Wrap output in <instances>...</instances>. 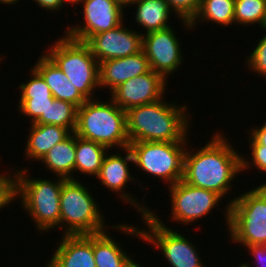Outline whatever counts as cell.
Returning <instances> with one entry per match:
<instances>
[{"label": "cell", "instance_id": "cell-31", "mask_svg": "<svg viewBox=\"0 0 266 267\" xmlns=\"http://www.w3.org/2000/svg\"><path fill=\"white\" fill-rule=\"evenodd\" d=\"M250 145L251 148V157H252V163L254 164V167L259 169L260 171L266 172V147L263 145H260L251 135L249 136Z\"/></svg>", "mask_w": 266, "mask_h": 267}, {"label": "cell", "instance_id": "cell-20", "mask_svg": "<svg viewBox=\"0 0 266 267\" xmlns=\"http://www.w3.org/2000/svg\"><path fill=\"white\" fill-rule=\"evenodd\" d=\"M25 154L36 161L49 152L57 143L65 140L71 132L62 126L31 123Z\"/></svg>", "mask_w": 266, "mask_h": 267}, {"label": "cell", "instance_id": "cell-10", "mask_svg": "<svg viewBox=\"0 0 266 267\" xmlns=\"http://www.w3.org/2000/svg\"><path fill=\"white\" fill-rule=\"evenodd\" d=\"M168 187L172 203L170 217L178 223H193L205 217L222 199L214 191L194 187L183 180Z\"/></svg>", "mask_w": 266, "mask_h": 267}, {"label": "cell", "instance_id": "cell-23", "mask_svg": "<svg viewBox=\"0 0 266 267\" xmlns=\"http://www.w3.org/2000/svg\"><path fill=\"white\" fill-rule=\"evenodd\" d=\"M107 147L82 139L75 135V167L74 171L97 176L102 166Z\"/></svg>", "mask_w": 266, "mask_h": 267}, {"label": "cell", "instance_id": "cell-4", "mask_svg": "<svg viewBox=\"0 0 266 267\" xmlns=\"http://www.w3.org/2000/svg\"><path fill=\"white\" fill-rule=\"evenodd\" d=\"M226 207L232 242L244 247L266 245V183L234 198Z\"/></svg>", "mask_w": 266, "mask_h": 267}, {"label": "cell", "instance_id": "cell-15", "mask_svg": "<svg viewBox=\"0 0 266 267\" xmlns=\"http://www.w3.org/2000/svg\"><path fill=\"white\" fill-rule=\"evenodd\" d=\"M124 151L127 153L126 156H121V154H110L105 155L102 166L98 175L96 176L101 184L109 188L113 192L119 193L120 198L125 200V202L131 203L137 207V211L141 215L148 214L151 210L144 205L138 204L136 199L131 197L129 193H123L122 190L128 184L129 181H134V177L130 176L128 164L129 162L134 163L132 152L129 148H125ZM145 206V207H144Z\"/></svg>", "mask_w": 266, "mask_h": 267}, {"label": "cell", "instance_id": "cell-7", "mask_svg": "<svg viewBox=\"0 0 266 267\" xmlns=\"http://www.w3.org/2000/svg\"><path fill=\"white\" fill-rule=\"evenodd\" d=\"M142 218L145 220L148 231L135 228V226L133 228L128 224H119L112 228L125 231L129 235L138 236L143 241L153 244L154 248L161 249V253L164 254L167 262L172 267H205L201 262L198 251L195 249L196 246H193L191 241L189 242L188 238L179 234L178 231L167 227L156 216V213L150 211Z\"/></svg>", "mask_w": 266, "mask_h": 267}, {"label": "cell", "instance_id": "cell-34", "mask_svg": "<svg viewBox=\"0 0 266 267\" xmlns=\"http://www.w3.org/2000/svg\"><path fill=\"white\" fill-rule=\"evenodd\" d=\"M253 129L249 130L251 132V135L260 145H263L266 147V122L257 129L252 127Z\"/></svg>", "mask_w": 266, "mask_h": 267}, {"label": "cell", "instance_id": "cell-21", "mask_svg": "<svg viewBox=\"0 0 266 267\" xmlns=\"http://www.w3.org/2000/svg\"><path fill=\"white\" fill-rule=\"evenodd\" d=\"M40 161L57 177L75 180V177L71 176L75 167V133L54 145Z\"/></svg>", "mask_w": 266, "mask_h": 267}, {"label": "cell", "instance_id": "cell-6", "mask_svg": "<svg viewBox=\"0 0 266 267\" xmlns=\"http://www.w3.org/2000/svg\"><path fill=\"white\" fill-rule=\"evenodd\" d=\"M89 189L79 180L67 179L60 195V227L64 235H90L106 231L104 216ZM65 223V224H64Z\"/></svg>", "mask_w": 266, "mask_h": 267}, {"label": "cell", "instance_id": "cell-24", "mask_svg": "<svg viewBox=\"0 0 266 267\" xmlns=\"http://www.w3.org/2000/svg\"><path fill=\"white\" fill-rule=\"evenodd\" d=\"M96 267H126L132 260L106 231L93 234Z\"/></svg>", "mask_w": 266, "mask_h": 267}, {"label": "cell", "instance_id": "cell-35", "mask_svg": "<svg viewBox=\"0 0 266 267\" xmlns=\"http://www.w3.org/2000/svg\"><path fill=\"white\" fill-rule=\"evenodd\" d=\"M19 1H20V0H0L1 3H3V4L5 3V4H7V5H8V4L11 5V4H14V3L16 4V2H19Z\"/></svg>", "mask_w": 266, "mask_h": 267}, {"label": "cell", "instance_id": "cell-32", "mask_svg": "<svg viewBox=\"0 0 266 267\" xmlns=\"http://www.w3.org/2000/svg\"><path fill=\"white\" fill-rule=\"evenodd\" d=\"M253 257H255L256 267H266V245H250L246 246ZM244 267H251L249 263H243Z\"/></svg>", "mask_w": 266, "mask_h": 267}, {"label": "cell", "instance_id": "cell-17", "mask_svg": "<svg viewBox=\"0 0 266 267\" xmlns=\"http://www.w3.org/2000/svg\"><path fill=\"white\" fill-rule=\"evenodd\" d=\"M46 267H96L93 234L63 235Z\"/></svg>", "mask_w": 266, "mask_h": 267}, {"label": "cell", "instance_id": "cell-30", "mask_svg": "<svg viewBox=\"0 0 266 267\" xmlns=\"http://www.w3.org/2000/svg\"><path fill=\"white\" fill-rule=\"evenodd\" d=\"M246 63L250 70L266 78V34L259 40L253 52L247 57Z\"/></svg>", "mask_w": 266, "mask_h": 267}, {"label": "cell", "instance_id": "cell-19", "mask_svg": "<svg viewBox=\"0 0 266 267\" xmlns=\"http://www.w3.org/2000/svg\"><path fill=\"white\" fill-rule=\"evenodd\" d=\"M45 80L55 99L82 106L87 99L72 85L69 78L44 53L33 67Z\"/></svg>", "mask_w": 266, "mask_h": 267}, {"label": "cell", "instance_id": "cell-38", "mask_svg": "<svg viewBox=\"0 0 266 267\" xmlns=\"http://www.w3.org/2000/svg\"><path fill=\"white\" fill-rule=\"evenodd\" d=\"M65 3H67L68 2V4L69 3H71L72 5L73 4H77L80 0H63Z\"/></svg>", "mask_w": 266, "mask_h": 267}, {"label": "cell", "instance_id": "cell-16", "mask_svg": "<svg viewBox=\"0 0 266 267\" xmlns=\"http://www.w3.org/2000/svg\"><path fill=\"white\" fill-rule=\"evenodd\" d=\"M151 70L149 60L143 51L124 57L105 60L99 63V86L112 92L119 85Z\"/></svg>", "mask_w": 266, "mask_h": 267}, {"label": "cell", "instance_id": "cell-33", "mask_svg": "<svg viewBox=\"0 0 266 267\" xmlns=\"http://www.w3.org/2000/svg\"><path fill=\"white\" fill-rule=\"evenodd\" d=\"M38 4L39 7L48 9L49 11L61 10L62 6L65 5L63 0H33Z\"/></svg>", "mask_w": 266, "mask_h": 267}, {"label": "cell", "instance_id": "cell-5", "mask_svg": "<svg viewBox=\"0 0 266 267\" xmlns=\"http://www.w3.org/2000/svg\"><path fill=\"white\" fill-rule=\"evenodd\" d=\"M46 55L64 72L73 86L87 99H94L99 86V62L85 42L63 36Z\"/></svg>", "mask_w": 266, "mask_h": 267}, {"label": "cell", "instance_id": "cell-3", "mask_svg": "<svg viewBox=\"0 0 266 267\" xmlns=\"http://www.w3.org/2000/svg\"><path fill=\"white\" fill-rule=\"evenodd\" d=\"M99 102L89 99L77 109L75 135L99 143L108 149L118 146L129 148L126 111L118 107L112 99Z\"/></svg>", "mask_w": 266, "mask_h": 267}, {"label": "cell", "instance_id": "cell-36", "mask_svg": "<svg viewBox=\"0 0 266 267\" xmlns=\"http://www.w3.org/2000/svg\"><path fill=\"white\" fill-rule=\"evenodd\" d=\"M135 260H131L130 263L126 267H142L140 264L134 262Z\"/></svg>", "mask_w": 266, "mask_h": 267}, {"label": "cell", "instance_id": "cell-13", "mask_svg": "<svg viewBox=\"0 0 266 267\" xmlns=\"http://www.w3.org/2000/svg\"><path fill=\"white\" fill-rule=\"evenodd\" d=\"M167 80L150 70L125 81L111 92V99L122 110L164 100Z\"/></svg>", "mask_w": 266, "mask_h": 267}, {"label": "cell", "instance_id": "cell-12", "mask_svg": "<svg viewBox=\"0 0 266 267\" xmlns=\"http://www.w3.org/2000/svg\"><path fill=\"white\" fill-rule=\"evenodd\" d=\"M142 51L149 60L151 70L165 79L178 71L183 62L179 39L172 27L143 34Z\"/></svg>", "mask_w": 266, "mask_h": 267}, {"label": "cell", "instance_id": "cell-29", "mask_svg": "<svg viewBox=\"0 0 266 267\" xmlns=\"http://www.w3.org/2000/svg\"><path fill=\"white\" fill-rule=\"evenodd\" d=\"M16 171L17 172L11 176L3 175V173L0 174V209L13 203L18 195L19 170Z\"/></svg>", "mask_w": 266, "mask_h": 267}, {"label": "cell", "instance_id": "cell-22", "mask_svg": "<svg viewBox=\"0 0 266 267\" xmlns=\"http://www.w3.org/2000/svg\"><path fill=\"white\" fill-rule=\"evenodd\" d=\"M130 4L137 6L135 21L146 33L170 27L167 22L172 11L166 0H134Z\"/></svg>", "mask_w": 266, "mask_h": 267}, {"label": "cell", "instance_id": "cell-2", "mask_svg": "<svg viewBox=\"0 0 266 267\" xmlns=\"http://www.w3.org/2000/svg\"><path fill=\"white\" fill-rule=\"evenodd\" d=\"M162 99L126 111L127 134L130 143L188 142L189 119L186 106H173Z\"/></svg>", "mask_w": 266, "mask_h": 267}, {"label": "cell", "instance_id": "cell-25", "mask_svg": "<svg viewBox=\"0 0 266 267\" xmlns=\"http://www.w3.org/2000/svg\"><path fill=\"white\" fill-rule=\"evenodd\" d=\"M235 0H201L198 13L190 22L191 27L197 25V21H212L220 26L234 23ZM196 24V25H195Z\"/></svg>", "mask_w": 266, "mask_h": 267}, {"label": "cell", "instance_id": "cell-1", "mask_svg": "<svg viewBox=\"0 0 266 267\" xmlns=\"http://www.w3.org/2000/svg\"><path fill=\"white\" fill-rule=\"evenodd\" d=\"M233 147L224 134L216 133L198 151L192 153L186 149L182 180L194 187L214 191L223 198L232 188L231 181L250 164Z\"/></svg>", "mask_w": 266, "mask_h": 267}, {"label": "cell", "instance_id": "cell-26", "mask_svg": "<svg viewBox=\"0 0 266 267\" xmlns=\"http://www.w3.org/2000/svg\"><path fill=\"white\" fill-rule=\"evenodd\" d=\"M78 107L72 103L54 99L47 109V117H39L34 123L58 125L75 131Z\"/></svg>", "mask_w": 266, "mask_h": 267}, {"label": "cell", "instance_id": "cell-18", "mask_svg": "<svg viewBox=\"0 0 266 267\" xmlns=\"http://www.w3.org/2000/svg\"><path fill=\"white\" fill-rule=\"evenodd\" d=\"M27 83H21L22 91L18 109L34 123L39 117H47V109L55 99L43 77L33 68Z\"/></svg>", "mask_w": 266, "mask_h": 267}, {"label": "cell", "instance_id": "cell-28", "mask_svg": "<svg viewBox=\"0 0 266 267\" xmlns=\"http://www.w3.org/2000/svg\"><path fill=\"white\" fill-rule=\"evenodd\" d=\"M169 8L181 18L186 28L192 29L190 22L198 13L201 0H166ZM179 15V16H178Z\"/></svg>", "mask_w": 266, "mask_h": 267}, {"label": "cell", "instance_id": "cell-37", "mask_svg": "<svg viewBox=\"0 0 266 267\" xmlns=\"http://www.w3.org/2000/svg\"><path fill=\"white\" fill-rule=\"evenodd\" d=\"M119 1L121 4H123L125 7L130 5V3H132L134 0H117Z\"/></svg>", "mask_w": 266, "mask_h": 267}, {"label": "cell", "instance_id": "cell-11", "mask_svg": "<svg viewBox=\"0 0 266 267\" xmlns=\"http://www.w3.org/2000/svg\"><path fill=\"white\" fill-rule=\"evenodd\" d=\"M84 4V26L68 27L66 36L86 42L91 36L116 28L123 23V8L117 0H80Z\"/></svg>", "mask_w": 266, "mask_h": 267}, {"label": "cell", "instance_id": "cell-9", "mask_svg": "<svg viewBox=\"0 0 266 267\" xmlns=\"http://www.w3.org/2000/svg\"><path fill=\"white\" fill-rule=\"evenodd\" d=\"M186 143L140 141L129 143V149L133 164L171 186L183 179Z\"/></svg>", "mask_w": 266, "mask_h": 267}, {"label": "cell", "instance_id": "cell-8", "mask_svg": "<svg viewBox=\"0 0 266 267\" xmlns=\"http://www.w3.org/2000/svg\"><path fill=\"white\" fill-rule=\"evenodd\" d=\"M25 172L27 169L19 171L18 176V197L22 198L24 210L31 215L41 233L55 226L60 228V195L67 179L58 177L54 183L48 179L28 178Z\"/></svg>", "mask_w": 266, "mask_h": 267}, {"label": "cell", "instance_id": "cell-14", "mask_svg": "<svg viewBox=\"0 0 266 267\" xmlns=\"http://www.w3.org/2000/svg\"><path fill=\"white\" fill-rule=\"evenodd\" d=\"M128 29L122 23L114 29L91 36L85 43L99 63L141 52L143 33Z\"/></svg>", "mask_w": 266, "mask_h": 267}, {"label": "cell", "instance_id": "cell-27", "mask_svg": "<svg viewBox=\"0 0 266 267\" xmlns=\"http://www.w3.org/2000/svg\"><path fill=\"white\" fill-rule=\"evenodd\" d=\"M250 25L258 24L266 28V0H235L234 23Z\"/></svg>", "mask_w": 266, "mask_h": 267}]
</instances>
